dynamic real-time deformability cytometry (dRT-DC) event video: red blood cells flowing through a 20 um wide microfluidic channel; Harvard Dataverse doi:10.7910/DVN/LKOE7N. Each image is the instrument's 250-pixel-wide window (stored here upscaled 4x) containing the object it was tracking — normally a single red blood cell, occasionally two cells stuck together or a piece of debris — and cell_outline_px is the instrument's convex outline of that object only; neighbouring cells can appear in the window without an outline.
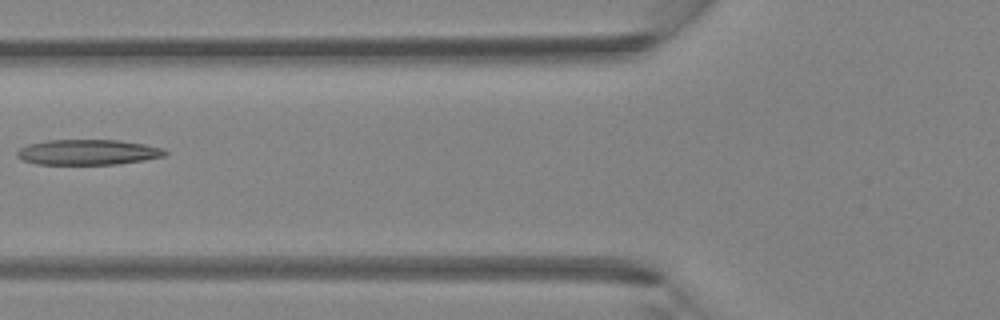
{"species": "Egyptian fruit bat (a non-hibernating species)", "species_latin": "Rousettus aegyptiacus", "temperature_condition": "room temperature", "stored_images_in_passage": 4, "camera_frame_rate_fps": 3000, "um_per_image_px": 0.085, "animal": {"sex": "female"}, "frame": {"image": 1, "passage_image": 4, "time_ms": 1.0, "image_size_px": [1000, 320], "cell_outline_px": [[168, 152], [164, 156], [144, 160], [116, 164], [36, 164], [24, 160], [16, 156], [16, 152], [20, 148], [28, 144], [48, 140], [120, 140], [144, 144], [164, 148]], "centroid_in_image_um": [7.48, 12.93], "position_along_channel_um": 118.3, "area_um2": 21.85}}